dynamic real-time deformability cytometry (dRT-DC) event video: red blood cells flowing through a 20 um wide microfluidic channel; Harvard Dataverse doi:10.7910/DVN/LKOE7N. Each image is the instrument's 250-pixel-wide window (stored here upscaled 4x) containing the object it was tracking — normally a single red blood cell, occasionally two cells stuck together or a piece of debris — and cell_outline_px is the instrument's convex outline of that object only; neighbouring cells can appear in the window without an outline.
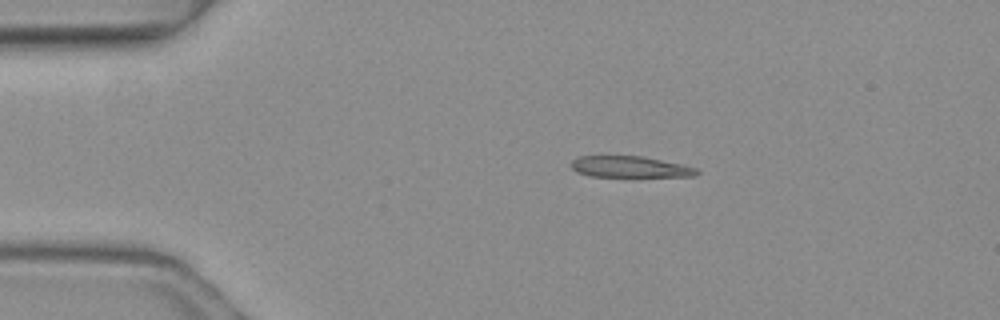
{"species": "common noctule bat (a hibernating species)", "species_latin": "Nyctalus noctula", "temperature_condition": "warm", "stored_images_in_passage": 3, "camera_frame_rate_fps": 3000, "um_per_image_px": 0.085, "animal": {"sex": "female", "body_mass_g": 19.3, "forearm_length_mm": 54.1}, "frame": {"image": 1, "passage_image": 1, "time_ms": 0.0, "image_size_px": [1000, 320], "cell_outline_px": [[700, 172], [696, 176], [632, 180], [588, 176], [576, 172], [572, 168], [572, 160], [580, 156], [644, 156], [680, 164], [696, 168]], "centroid_in_image_um": [53.6, 14.26], "position_along_channel_um": 31.4, "area_um2": 16.94}}
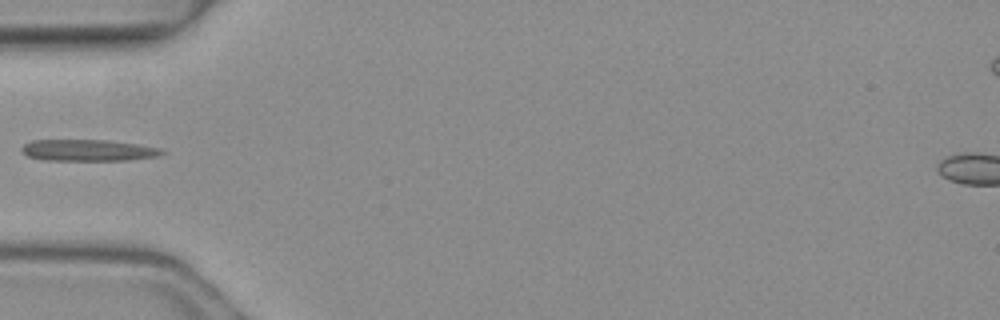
{"frame": {"image": 2, "passage_image": 3, "time_ms": 0.667, "image_size_px": [1000, 320], "cell_outline_px": [[168, 152], [160, 156], [128, 160], [44, 160], [28, 156], [20, 148], [24, 144], [32, 140], [108, 140], [164, 148]], "centroid_in_image_um": [7.57, 12.77], "position_along_channel_um": 77.4, "area_um2": 17.69}}